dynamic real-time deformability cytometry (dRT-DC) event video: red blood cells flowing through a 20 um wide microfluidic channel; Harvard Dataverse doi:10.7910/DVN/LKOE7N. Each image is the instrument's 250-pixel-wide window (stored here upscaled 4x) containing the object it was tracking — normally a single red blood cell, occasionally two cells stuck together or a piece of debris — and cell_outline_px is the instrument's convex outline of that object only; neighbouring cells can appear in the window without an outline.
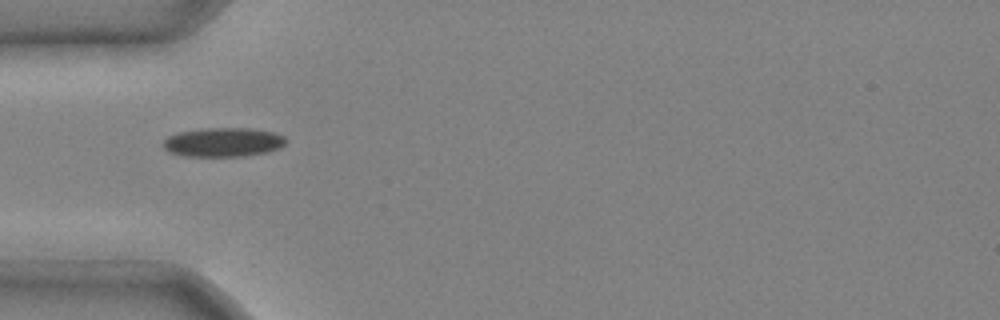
{"species": "common noctule bat (a hibernating species)", "species_latin": "Nyctalus noctula", "temperature_condition": "cold", "stored_images_in_passage": 3, "camera_frame_rate_fps": 3000, "um_per_image_px": 0.085, "animal": {"sex": "male", "body_mass_g": 20.4}, "frame": {"image": 1, "passage_image": 1, "time_ms": 0.0, "image_size_px": [1000, 320], "cell_outline_px": [[288, 140], [280, 148], [264, 152], [240, 156], [184, 156], [168, 152], [164, 148], [164, 140], [168, 136], [180, 132], [200, 128], [248, 128], [272, 132], [284, 136]], "centroid_in_image_um": [18.95, 12.08], "position_along_channel_um": 66.0, "area_um2": 20.69}}
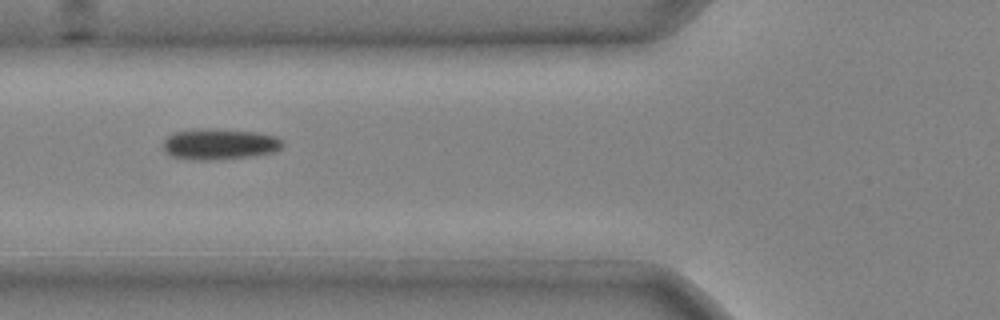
{"frame": {"image": 2, "passage_image": 2, "time_ms": 0.333, "image_size_px": [1000, 320], "cell_outline_px": [[284, 144], [280, 148], [272, 152], [252, 156], [216, 160], [188, 160], [172, 156], [164, 152], [164, 140], [168, 136], [176, 132], [204, 128], [256, 132], [276, 136]], "centroid_in_image_um": [18.63, 12.26], "position_along_channel_um": 107.2, "area_um2": 21.44}}
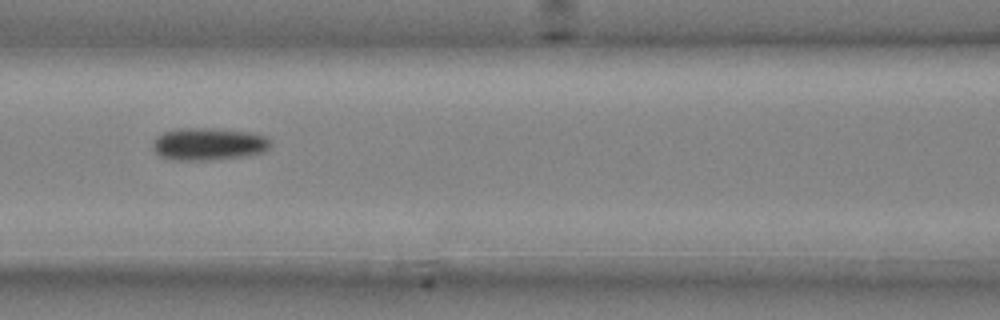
{"frame": {"image": 3, "passage_image": 3, "time_ms": 0.667, "image_size_px": [1000, 320], "cell_outline_px": [[272, 144], [264, 152], [244, 156], [208, 160], [172, 160], [160, 156], [156, 152], [152, 144], [156, 136], [164, 132], [176, 128], [204, 128], [252, 132], [264, 136], [272, 140]], "centroid_in_image_um": [17.73, 12.24], "position_along_channel_um": 148.9, "area_um2": 22.31}}